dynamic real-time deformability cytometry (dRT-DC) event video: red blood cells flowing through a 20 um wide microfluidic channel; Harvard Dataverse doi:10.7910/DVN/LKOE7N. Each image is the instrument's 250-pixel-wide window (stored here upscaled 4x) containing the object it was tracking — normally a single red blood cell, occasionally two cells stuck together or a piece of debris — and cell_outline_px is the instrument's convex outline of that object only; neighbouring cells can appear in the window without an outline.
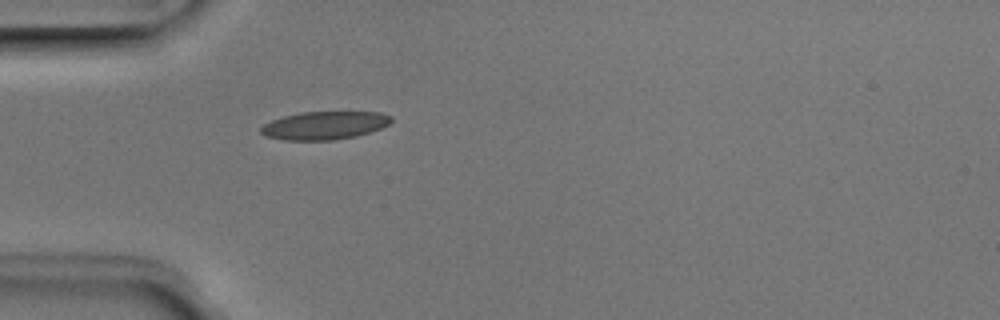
{"species": "Egyptian fruit bat (a non-hibernating species)", "species_latin": "Rousettus aegyptiacus", "temperature_condition": "room temperature", "stored_images_in_passage": 1, "camera_frame_rate_fps": 3000, "um_per_image_px": 0.085, "animal": {"sex": "male"}, "frame": {"image": 1, "passage_image": 1, "time_ms": 0.0, "image_size_px": [1000, 320], "cell_outline_px": [[392, 120], [388, 124], [380, 128], [356, 136], [332, 140], [288, 140], [268, 136], [260, 132], [260, 128], [264, 124], [272, 120], [284, 116], [300, 112], [380, 112], [392, 116]], "centroid_in_image_um": [27.59, 10.65], "position_along_channel_um": 57.4, "area_um2": 21.1}}